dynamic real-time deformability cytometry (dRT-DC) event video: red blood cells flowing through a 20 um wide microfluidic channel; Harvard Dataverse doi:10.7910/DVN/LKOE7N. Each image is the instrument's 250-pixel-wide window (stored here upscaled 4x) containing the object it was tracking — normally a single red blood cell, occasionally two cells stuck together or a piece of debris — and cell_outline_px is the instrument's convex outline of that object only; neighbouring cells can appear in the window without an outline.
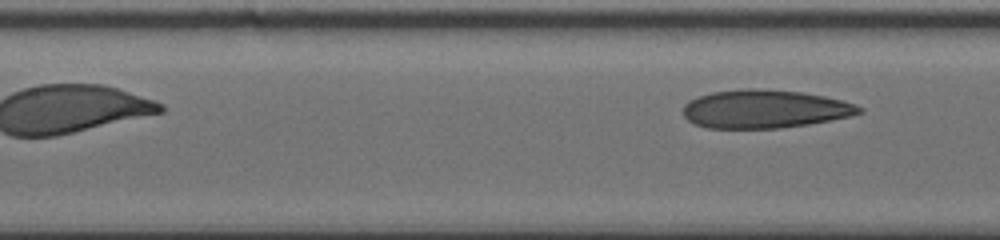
{"species": "human", "species_latin": "Homo sapiens", "temperature_condition": "cold", "stored_images_in_passage": 13, "segment_of_instrument_passage": [2, 2], "camera_frame_rate_fps": 3000, "um_per_image_px": 0.085, "donor": {"sex": "male"}, "frame": {"image": 1, "passage_image": 13, "time_ms": 4.0, "image_size_px": [1000, 240], "cell_outline_px": [[864, 112], [848, 116], [808, 124], [780, 128], [708, 128], [696, 124], [688, 120], [684, 116], [684, 104], [688, 100], [712, 92], [744, 88], [752, 88], [800, 92], [824, 96], [856, 104], [864, 108]], "centroid_in_image_um": [64.99, 9.26], "position_along_channel_um": 142.4, "area_um2": 39.07}}